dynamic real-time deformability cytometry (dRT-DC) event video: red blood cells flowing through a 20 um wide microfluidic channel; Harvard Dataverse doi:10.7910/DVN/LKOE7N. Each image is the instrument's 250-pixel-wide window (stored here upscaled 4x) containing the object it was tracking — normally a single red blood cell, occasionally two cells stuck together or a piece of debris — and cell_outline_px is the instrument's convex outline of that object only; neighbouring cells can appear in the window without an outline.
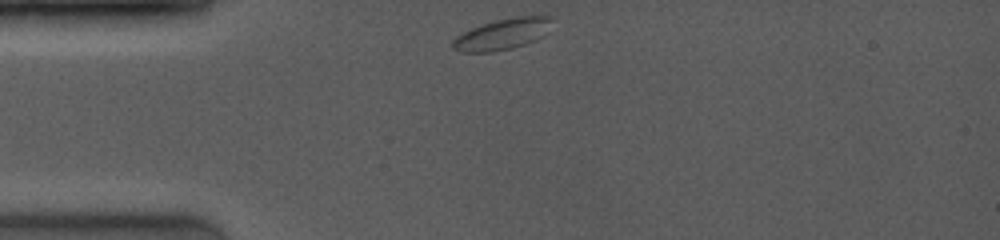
{"species": "common noctule bat (a hibernating species)", "species_latin": "Nyctalus noctula", "temperature_condition": "room temperature", "stored_images_in_passage": 43, "camera_frame_rate_fps": 4000, "um_per_image_px": 0.085, "animal": {"sex": "female", "body_mass_g": 19.0, "forearm_length_mm": 53.3}, "frame": {"image": 1, "passage_image": 1, "time_ms": 0.0, "image_size_px": [1000, 240], "cell_outline_px": [[552, 20], [548, 32], [544, 36], [536, 40], [512, 48], [492, 52], [460, 52], [452, 48], [452, 40], [456, 36], [472, 28], [496, 20], [516, 16], [552, 16]], "centroid_in_image_um": [42.72, 2.91], "position_along_channel_um": 42.3, "area_um2": 17.98}}
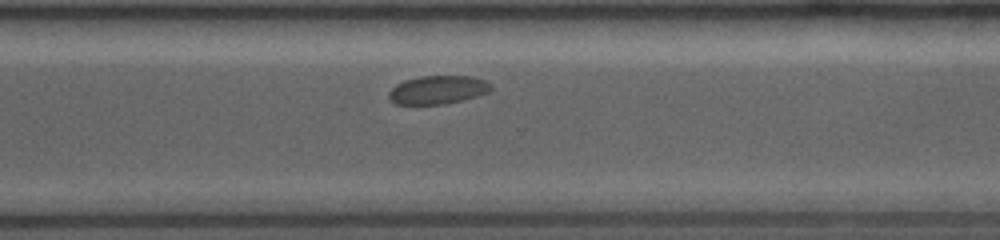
{"frame": {"image": 2, "passage_image": 24, "time_ms": 8.25, "image_size_px": [1000, 240], "cell_outline_px": [[492, 88], [488, 92], [464, 100], [444, 104], [396, 104], [388, 96], [388, 92], [396, 84], [404, 80], [420, 76], [472, 76], [484, 80], [492, 84]], "centroid_in_image_um": [37.22, 7.63], "position_along_channel_um": 333.4, "area_um2": 16.94}}
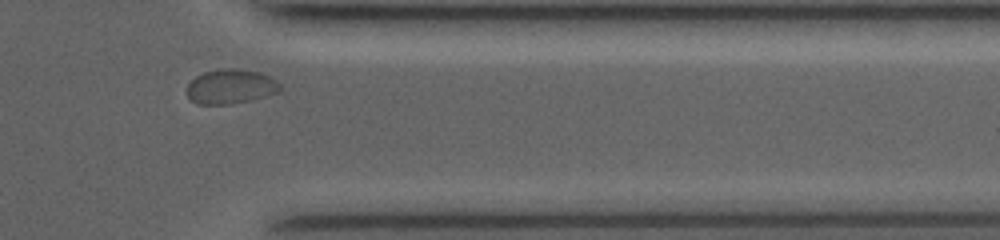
{"frame": {"image": 3, "passage_image": 34, "time_ms": 9.75, "image_size_px": [1000, 240], "cell_outline_px": [[280, 92], [252, 100], [232, 104], [196, 104], [188, 96], [188, 84], [196, 76], [204, 72], [220, 68], [236, 68], [260, 72], [272, 76], [280, 84]], "centroid_in_image_um": [19.65, 7.35], "position_along_channel_um": 391.8, "area_um2": 18.96}}